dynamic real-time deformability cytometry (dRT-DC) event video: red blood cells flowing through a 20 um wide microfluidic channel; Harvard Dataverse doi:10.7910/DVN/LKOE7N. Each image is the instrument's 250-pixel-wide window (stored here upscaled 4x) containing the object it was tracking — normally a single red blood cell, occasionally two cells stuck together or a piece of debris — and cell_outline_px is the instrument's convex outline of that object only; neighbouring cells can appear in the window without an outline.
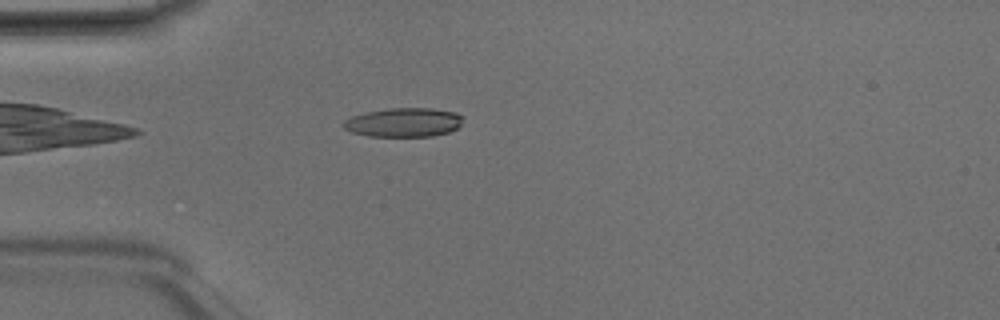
{"species": "Egyptian fruit bat (a non-hibernating species)", "species_latin": "Rousettus aegyptiacus", "temperature_condition": "room temperature", "stored_images_in_passage": 39, "camera_frame_rate_fps": 3000, "um_per_image_px": 0.085, "animal": {"sex": "male"}, "frame": {"image": 1, "passage_image": 4, "time_ms": 1.0, "image_size_px": [1000, 320], "cell_outline_px": [[464, 116], [460, 124], [456, 128], [448, 132], [432, 136], [368, 136], [352, 132], [344, 128], [340, 124], [344, 120], [352, 116], [368, 112], [388, 108], [432, 108], [456, 112]], "centroid_in_image_um": [34.31, 10.4], "position_along_channel_um": 50.7, "area_um2": 20.23}}
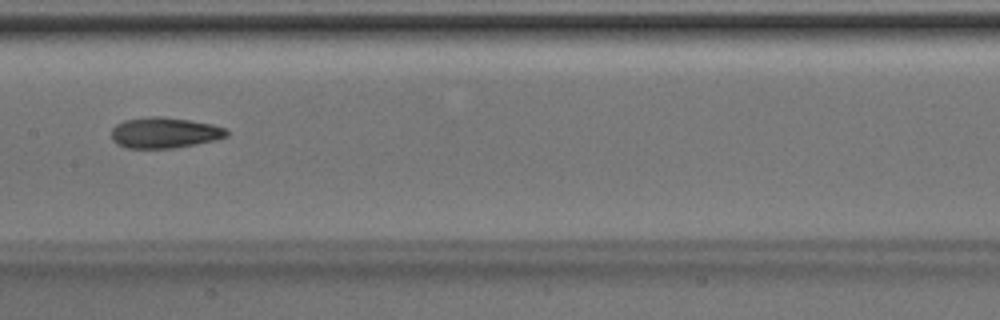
{"frame": {"image": 2, "passage_image": 15, "time_ms": 4.667, "image_size_px": [1000, 320], "cell_outline_px": [[228, 136], [216, 140], [176, 148], [124, 148], [116, 144], [112, 140], [112, 128], [116, 124], [124, 120], [148, 116], [160, 116], [188, 120], [212, 124], [228, 128]], "centroid_in_image_um": [13.98, 11.28], "position_along_channel_um": 193.4, "area_um2": 20.92}}
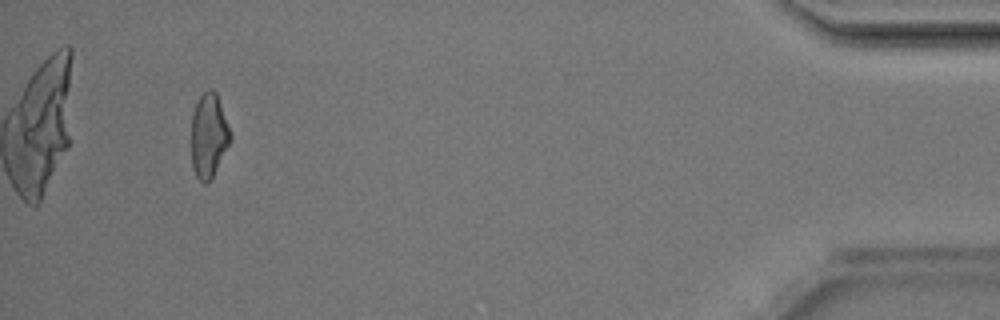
{"frame": {"image": 3, "passage_image": 36, "time_ms": 11.667, "image_size_px": [1000, 320], "cell_outline_px": [[232, 140], [208, 184], [204, 184], [196, 176], [192, 168], [192, 112], [200, 96], [208, 88], [212, 88], [216, 92], [232, 136]], "centroid_in_image_um": [17.75, 11.53], "position_along_channel_um": 417.5, "area_um2": 19.13}, "authors_computed_cell_mechanics": {"area_um2": 19.9988, "velocity_mm_per_s": 4.2086, "shape_relaxation_time_tau1_ms": 6.2471, "shape_relaxation_time_tau2_ms": 2.9884, "deformation_change_tau1": 0.1763, "deformation_change_tau2": 0.1101}}